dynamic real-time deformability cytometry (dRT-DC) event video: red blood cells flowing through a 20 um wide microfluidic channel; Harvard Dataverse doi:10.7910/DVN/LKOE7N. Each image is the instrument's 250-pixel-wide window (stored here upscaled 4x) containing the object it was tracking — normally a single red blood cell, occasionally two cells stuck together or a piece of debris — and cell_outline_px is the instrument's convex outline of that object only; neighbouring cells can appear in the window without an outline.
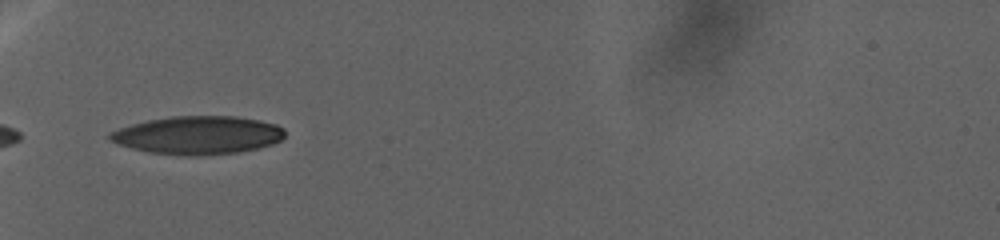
{"species": "human", "species_latin": "Homo sapiens", "temperature_condition": "warm", "stored_images_in_passage": 55, "camera_frame_rate_fps": 3000, "um_per_image_px": 0.085, "donor": {"sex": "female"}, "frame": {"image": 1, "passage_image": 1, "time_ms": 0.0, "image_size_px": [1000, 240], "cell_outline_px": [[284, 136], [280, 140], [272, 144], [256, 148], [236, 152], [200, 156], [188, 156], [148, 152], [116, 144], [108, 140], [108, 132], [132, 124], [148, 120], [172, 116], [236, 116], [260, 120], [276, 124], [284, 128]], "centroid_in_image_um": [16.79, 11.49], "position_along_channel_um": 68.2, "area_um2": 39.02}}
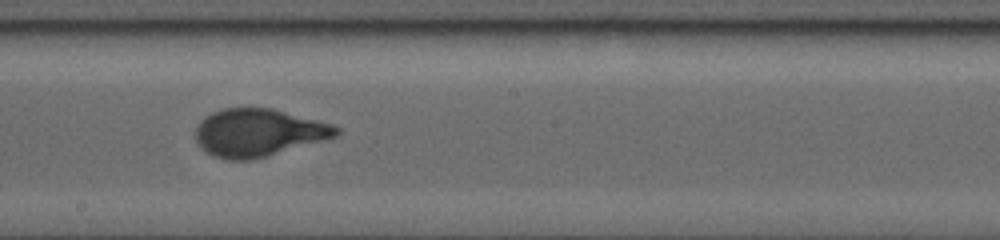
{"frame": {"image": 2, "passage_image": 18, "time_ms": 13.333, "image_size_px": [1000, 240], "cell_outline_px": [[340, 132], [336, 136], [252, 160], [228, 160], [216, 156], [208, 152], [196, 140], [196, 128], [200, 120], [204, 116], [212, 112], [224, 108], [272, 108], [332, 124], [340, 128]], "centroid_in_image_um": [21.95, 11.26], "position_along_channel_um": 226.3, "area_um2": 38.55}}
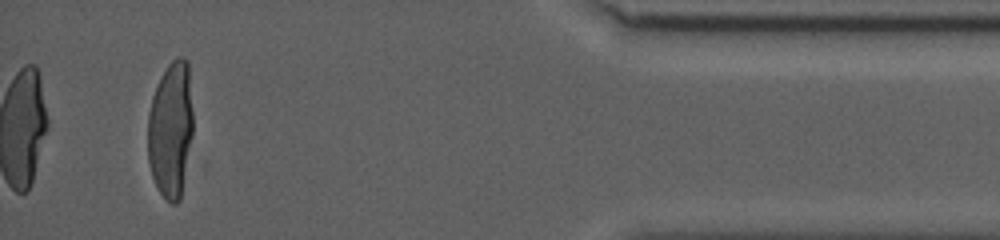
{"frame": {"image": 3, "passage_image": 55, "time_ms": 31.667, "image_size_px": [1000, 240], "cell_outline_px": [[192, 132], [180, 200], [176, 204], [172, 204], [164, 200], [156, 188], [148, 164], [148, 112], [152, 96], [160, 76], [168, 64], [176, 56], [184, 56], [188, 60], [192, 112]], "centroid_in_image_um": [14.49, 11.0], "position_along_channel_um": 420.7, "area_um2": 36.3}}